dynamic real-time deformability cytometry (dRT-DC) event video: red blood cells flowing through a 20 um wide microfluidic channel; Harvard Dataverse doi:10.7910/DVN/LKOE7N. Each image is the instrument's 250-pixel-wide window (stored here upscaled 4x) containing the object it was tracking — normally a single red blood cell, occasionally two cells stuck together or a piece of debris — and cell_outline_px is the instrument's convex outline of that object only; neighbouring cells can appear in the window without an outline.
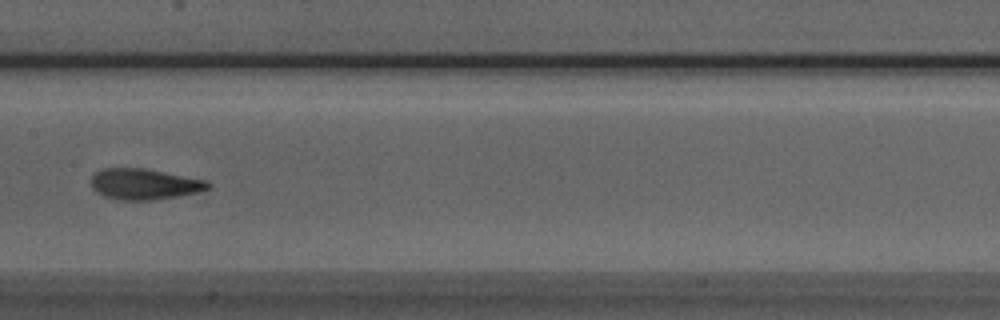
{"species": "Egyptian fruit bat (a non-hibernating species)", "species_latin": "Rousettus aegyptiacus", "temperature_condition": "room temperature", "stored_images_in_passage": 6, "camera_frame_rate_fps": 3000, "um_per_image_px": 0.085, "animal": {"sex": "male"}, "frame": {"image": 1, "passage_image": 6, "time_ms": 1.667, "image_size_px": [1000, 320], "cell_outline_px": [[212, 188], [180, 196], [152, 200], [120, 200], [104, 196], [96, 192], [92, 188], [92, 176], [100, 168], [144, 168], [208, 180], [212, 184]], "centroid_in_image_um": [12.3, 15.65], "position_along_channel_um": 195.1, "area_um2": 21.21}}